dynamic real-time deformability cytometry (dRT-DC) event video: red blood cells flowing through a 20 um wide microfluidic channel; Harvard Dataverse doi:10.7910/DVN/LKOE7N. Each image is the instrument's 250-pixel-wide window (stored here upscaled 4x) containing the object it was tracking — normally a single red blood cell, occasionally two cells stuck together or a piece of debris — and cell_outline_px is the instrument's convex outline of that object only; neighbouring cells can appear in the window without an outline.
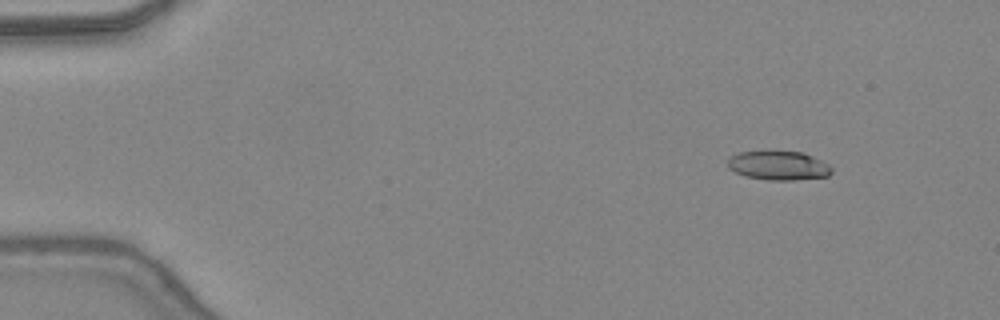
{"species": "common noctule bat (a hibernating species)", "species_latin": "Nyctalus noctula", "temperature_condition": "warm", "stored_images_in_passage": 43, "camera_frame_rate_fps": 3000, "um_per_image_px": 0.085, "animal": {"sex": "female", "body_mass_g": 24.6, "forearm_length_mm": 56.2}, "frame": {"image": 1, "passage_image": 1, "time_ms": 0.0, "image_size_px": [1000, 320], "cell_outline_px": [[832, 172], [828, 176], [792, 180], [768, 180], [744, 176], [728, 168], [728, 160], [732, 156], [740, 152], [764, 148], [804, 152], [828, 164], [832, 168]], "centroid_in_image_um": [66.14, 14.02], "position_along_channel_um": 18.9, "area_um2": 18.26}}
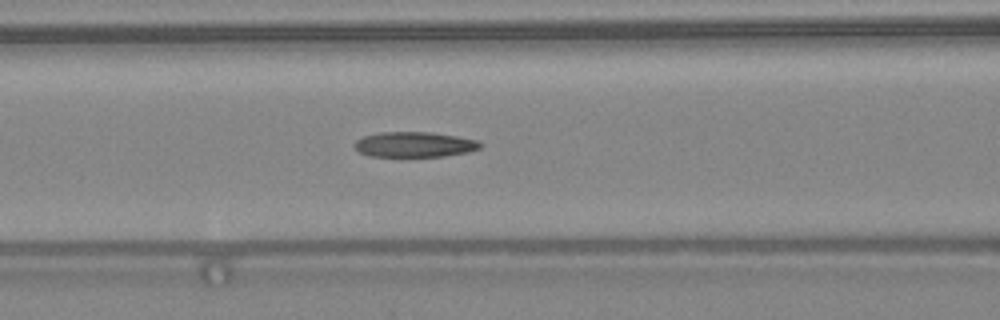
{"frame": {"image": 2, "passage_image": 16, "time_ms": 5.0, "image_size_px": [1000, 320], "cell_outline_px": [[480, 148], [468, 152], [444, 156], [400, 160], [368, 156], [360, 152], [352, 144], [356, 140], [364, 136], [380, 132], [432, 132], [456, 136], [476, 140], [480, 144]], "centroid_in_image_um": [35.14, 12.34], "position_along_channel_um": 131.5, "area_um2": 19.48}}
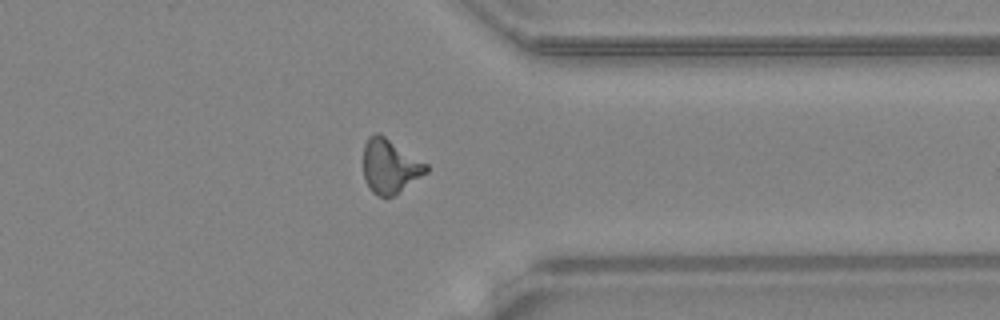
{"frame": {"image": 3, "passage_image": 33, "time_ms": 10.667, "image_size_px": [1000, 320], "cell_outline_px": [[428, 172], [392, 196], [376, 196], [368, 188], [364, 180], [364, 144], [368, 136], [376, 132], [380, 132], [428, 164]], "centroid_in_image_um": [33.13, 14.1], "position_along_channel_um": 378.3, "area_um2": 20.0}, "authors_computed_cell_mechanics": {"area_um2": 19.074, "velocity_mm_per_s": 4.4391, "shape_relaxation_time_tau1_ms": null, "shape_relaxation_time_tau2_ms": 2.5257, "deformation_change_tau1": null, "deformation_change_tau2": 0.1211}}